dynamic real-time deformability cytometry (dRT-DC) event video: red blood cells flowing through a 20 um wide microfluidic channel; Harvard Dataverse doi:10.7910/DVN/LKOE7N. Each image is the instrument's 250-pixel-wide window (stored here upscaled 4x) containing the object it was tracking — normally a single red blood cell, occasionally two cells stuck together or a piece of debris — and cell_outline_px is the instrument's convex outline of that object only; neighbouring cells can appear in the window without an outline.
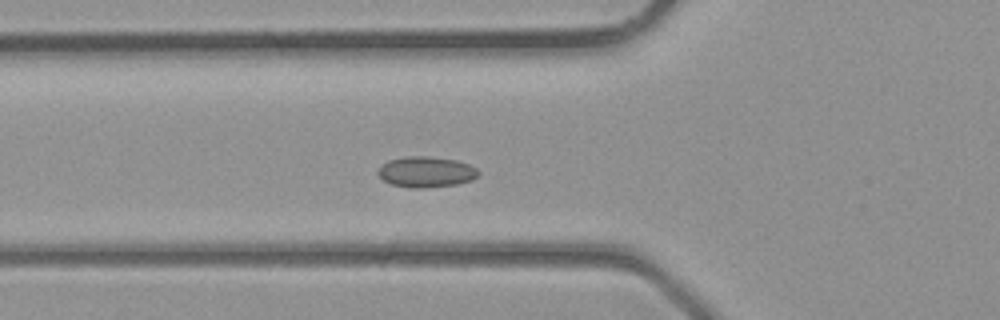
{"species": "common noctule bat (a hibernating species)", "species_latin": "Nyctalus noctula", "temperature_condition": "room temperature", "stored_images_in_passage": 30, "camera_frame_rate_fps": 3000, "um_per_image_px": 0.085, "animal": {"sex": "male", "body_mass_g": 23.1, "forearm_length_mm": 52.7}, "frame": {"image": 1, "passage_image": 5, "time_ms": 1.333, "image_size_px": [1000, 320], "cell_outline_px": [[480, 172], [472, 180], [456, 184], [424, 188], [408, 188], [392, 184], [384, 180], [376, 172], [380, 164], [388, 160], [408, 156], [428, 156], [456, 160], [468, 164], [476, 168]], "centroid_in_image_um": [36.18, 14.61], "position_along_channel_um": 89.6, "area_um2": 18.03}}
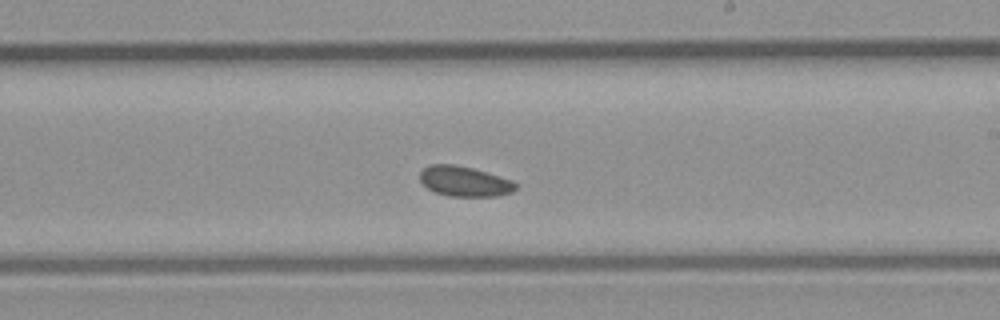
{"frame": {"image": 2, "passage_image": 14, "time_ms": 4.333, "image_size_px": [1000, 320], "cell_outline_px": [[520, 184], [512, 192], [496, 196], [448, 196], [436, 192], [428, 188], [420, 180], [420, 172], [428, 164], [456, 164], [472, 168], [512, 180]], "centroid_in_image_um": [39.49, 15.41], "position_along_channel_um": 249.5, "area_um2": 16.82}}
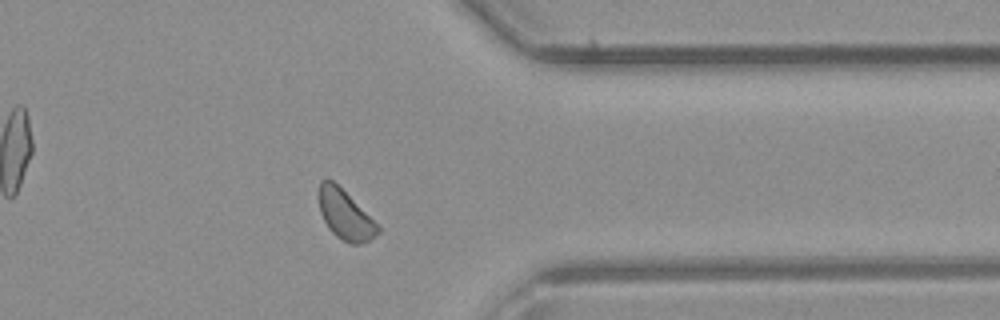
{"frame": {"image": 3, "passage_image": 22, "time_ms": 7.0, "image_size_px": [1000, 320], "cell_outline_px": [[380, 232], [368, 240], [360, 244], [352, 244], [336, 236], [328, 228], [320, 212], [316, 192], [320, 180], [332, 180], [380, 228]], "centroid_in_image_um": [29.25, 18.25], "position_along_channel_um": 382.1, "area_um2": 16.53}}